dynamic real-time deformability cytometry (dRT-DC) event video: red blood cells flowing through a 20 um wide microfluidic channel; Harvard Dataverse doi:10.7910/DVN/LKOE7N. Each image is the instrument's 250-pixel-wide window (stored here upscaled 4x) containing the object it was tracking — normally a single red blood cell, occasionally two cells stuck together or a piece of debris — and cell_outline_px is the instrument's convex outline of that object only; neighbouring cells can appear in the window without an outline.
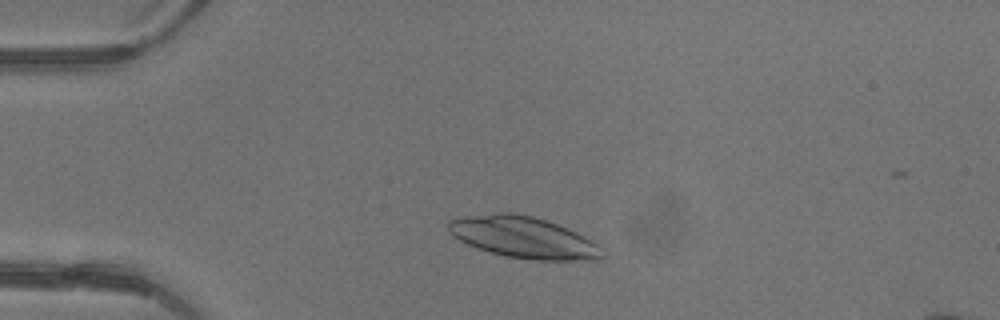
{"species": "common noctule bat (a hibernating species)", "species_latin": "Nyctalus noctula", "temperature_condition": "warm", "stored_images_in_passage": 4, "camera_frame_rate_fps": 3000, "um_per_image_px": 0.085, "animal": {"sex": "female"}, "frame": {"image": 1, "passage_image": 2, "time_ms": 0.333, "image_size_px": [1000, 320], "cell_outline_px": [[604, 256], [600, 260], [536, 260], [508, 256], [492, 252], [468, 244], [460, 240], [448, 228], [448, 220], [464, 216], [496, 212], [512, 212], [532, 216], [568, 228], [584, 236], [596, 244]], "centroid_in_image_um": [44.5, 20.16], "position_along_channel_um": 40.5, "area_um2": 36.59}}